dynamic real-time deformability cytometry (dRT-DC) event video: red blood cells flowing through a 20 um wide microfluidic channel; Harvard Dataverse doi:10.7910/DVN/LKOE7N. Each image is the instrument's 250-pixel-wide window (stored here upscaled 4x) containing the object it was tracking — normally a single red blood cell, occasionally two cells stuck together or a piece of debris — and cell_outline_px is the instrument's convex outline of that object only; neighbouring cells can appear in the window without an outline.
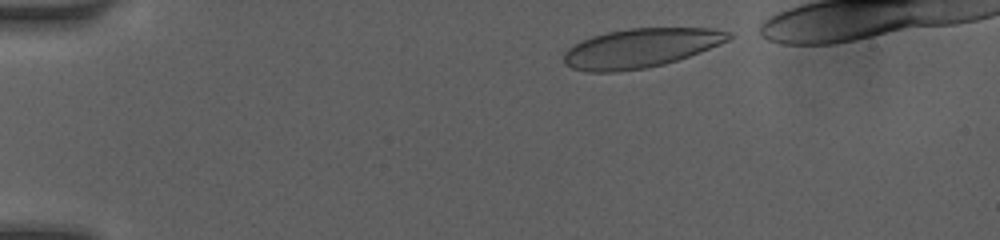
{"species": "human", "species_latin": "Homo sapiens", "temperature_condition": "room temperature", "stored_images_in_passage": 37, "camera_frame_rate_fps": 3000, "um_per_image_px": 0.085, "donor": {"sex": "female"}, "frame": {"image": 1, "passage_image": 2, "time_ms": 0.333, "image_size_px": [1000, 240], "cell_outline_px": [[732, 36], [728, 40], [720, 44], [688, 56], [664, 64], [644, 68], [616, 72], [588, 72], [572, 68], [564, 64], [564, 52], [568, 48], [580, 40], [592, 36], [608, 32], [628, 28], [712, 28], [732, 32]], "centroid_in_image_um": [54.42, 4.08], "position_along_channel_um": 30.6, "area_um2": 37.51}}
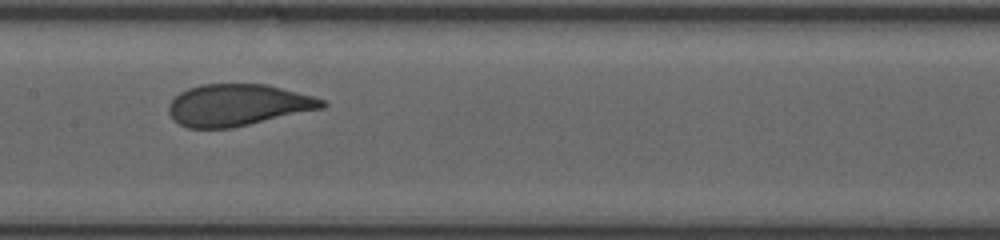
{"frame": {"image": 2, "passage_image": 19, "time_ms": 6.0, "image_size_px": [1000, 240], "cell_outline_px": [[328, 104], [324, 108], [232, 128], [188, 128], [172, 120], [168, 112], [168, 104], [180, 92], [188, 88], [200, 84], [268, 84], [312, 96], [324, 100]], "centroid_in_image_um": [20.2, 8.93], "position_along_channel_um": 187.2, "area_um2": 37.4}}
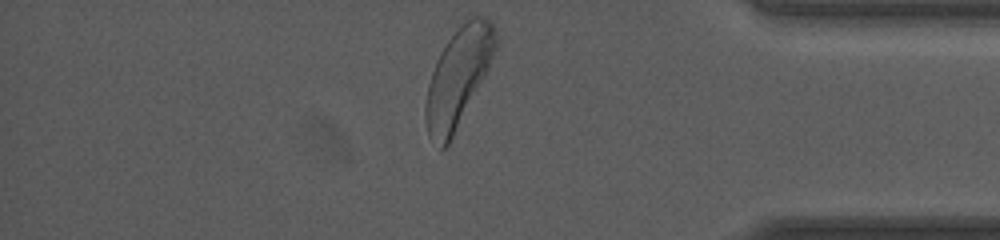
{"frame": {"image": 3, "passage_image": 37, "time_ms": 11.667, "image_size_px": [1000, 240], "cell_outline_px": [[500, 44], [484, 76], [448, 144], [444, 148], [440, 148], [428, 136], [424, 116], [424, 108], [428, 84], [436, 60], [440, 52], [448, 40], [460, 24], [472, 16], [484, 16], [496, 28]], "centroid_in_image_um": [38.96, 6.51], "position_along_channel_um": 396.2, "area_um2": 39.94}, "authors_computed_cell_mechanics": {"area_um2": 38.0324, "velocity_mm_per_s": 4.0715, "shape_relaxation_time_tau1_ms": 3.1154, "shape_relaxation_time_tau2_ms": null, "deformation_change_tau1": 0.1569, "deformation_change_tau2": null}}